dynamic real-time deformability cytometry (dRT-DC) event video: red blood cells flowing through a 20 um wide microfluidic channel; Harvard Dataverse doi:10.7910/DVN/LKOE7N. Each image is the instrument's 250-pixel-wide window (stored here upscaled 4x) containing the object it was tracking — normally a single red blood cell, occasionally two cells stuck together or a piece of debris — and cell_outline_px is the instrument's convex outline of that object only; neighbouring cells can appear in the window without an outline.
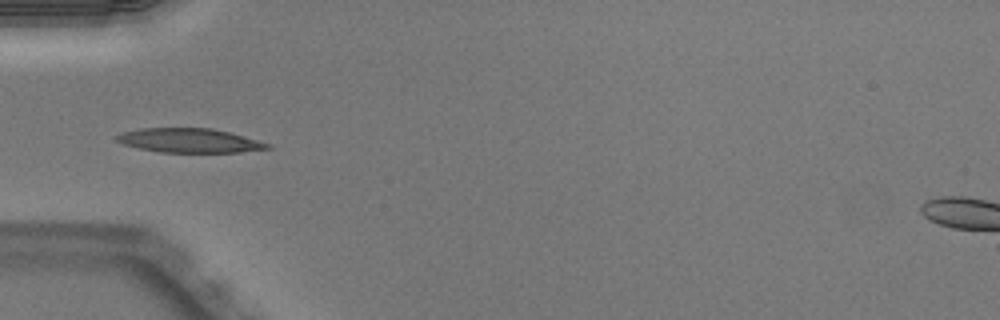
{"species": "Egyptian fruit bat (a non-hibernating species)", "species_latin": "Rousettus aegyptiacus", "temperature_condition": "warm", "stored_images_in_passage": 35, "camera_frame_rate_fps": 3000, "um_per_image_px": 0.085, "animal": {"sex": "male"}, "frame": {"image": 1, "passage_image": 1, "time_ms": 0.0, "image_size_px": [1000, 320], "cell_outline_px": [[272, 148], [240, 152], [160, 152], [140, 148], [124, 144], [116, 140], [116, 136], [124, 132], [140, 128], [212, 128], [228, 132], [272, 144]], "centroid_in_image_um": [16.13, 11.94], "position_along_channel_um": 68.9, "area_um2": 21.04}}
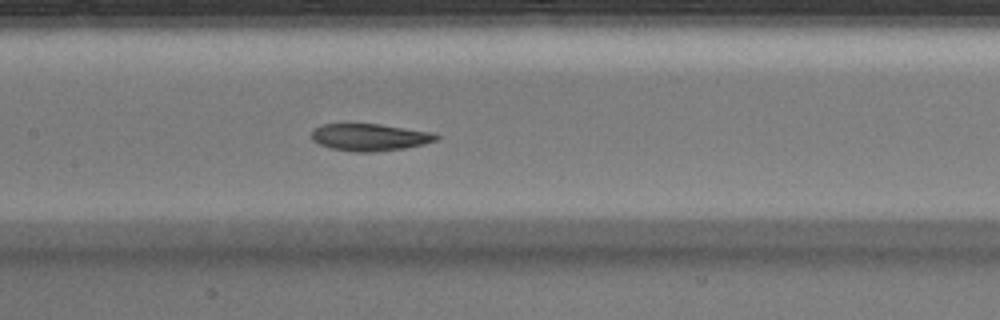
{"frame": {"image": 2, "passage_image": 9, "time_ms": 2.667, "image_size_px": [1000, 320], "cell_outline_px": [[440, 136], [436, 140], [424, 144], [404, 148], [372, 152], [356, 152], [328, 148], [312, 140], [312, 132], [316, 128], [324, 124], [380, 124], [432, 132]], "centroid_in_image_um": [31.43, 11.67], "position_along_channel_um": 176.0, "area_um2": 19.59}}
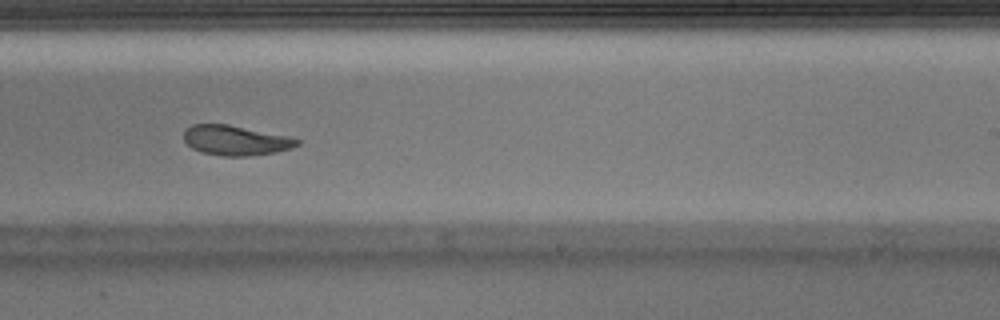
{"frame": {"image": 3, "passage_image": 16, "time_ms": 5.0, "image_size_px": [1000, 320], "cell_outline_px": [[300, 144], [292, 148], [276, 152], [248, 156], [220, 156], [200, 152], [192, 148], [184, 140], [184, 128], [192, 124], [228, 124], [288, 136], [300, 140]], "centroid_in_image_um": [20.01, 11.93], "position_along_channel_um": 269.0, "area_um2": 19.88}, "authors_computed_cell_mechanics": {"area_um2": 20.3456, "velocity_mm_per_s": 4.0003, "shape_relaxation_time_tau1_ms": 6.2635, "shape_relaxation_time_tau2_ms": 2.4071, "deformation_change_tau1": 0.2111, "deformation_change_tau2": 0.0818}}